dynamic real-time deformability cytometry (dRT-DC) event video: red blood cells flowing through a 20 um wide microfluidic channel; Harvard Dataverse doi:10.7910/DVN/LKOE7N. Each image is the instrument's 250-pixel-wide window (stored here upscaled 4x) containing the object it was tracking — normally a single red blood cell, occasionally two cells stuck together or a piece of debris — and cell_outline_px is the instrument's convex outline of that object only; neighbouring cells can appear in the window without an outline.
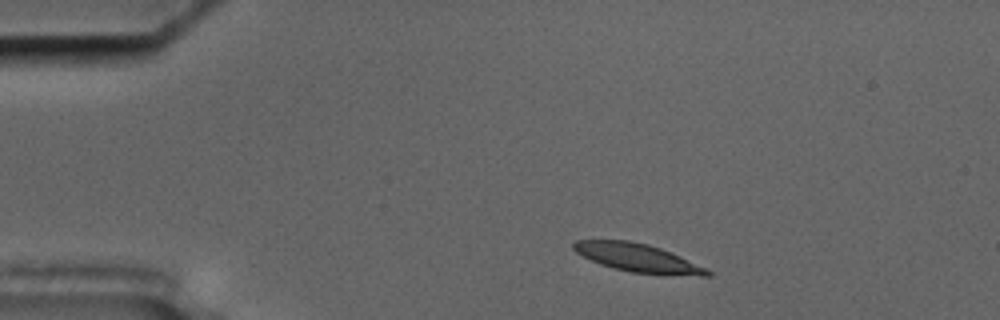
{"species": "common noctule bat (a hibernating species)", "species_latin": "Nyctalus noctula", "temperature_condition": "cold", "stored_images_in_passage": 51, "camera_frame_rate_fps": 3000, "um_per_image_px": 0.085, "animal": {"sex": "male", "body_mass_g": 17.5, "forearm_length_mm": 52.3}, "frame": {"image": 1, "passage_image": 4, "time_ms": 1.0, "image_size_px": [1000, 320], "cell_outline_px": [[712, 276], [700, 276], [632, 272], [612, 268], [600, 264], [576, 252], [572, 248], [572, 244], [576, 240], [628, 240], [648, 244], [660, 248], [680, 256], [712, 272]], "centroid_in_image_um": [54.17, 21.9], "position_along_channel_um": 30.8, "area_um2": 21.68}}
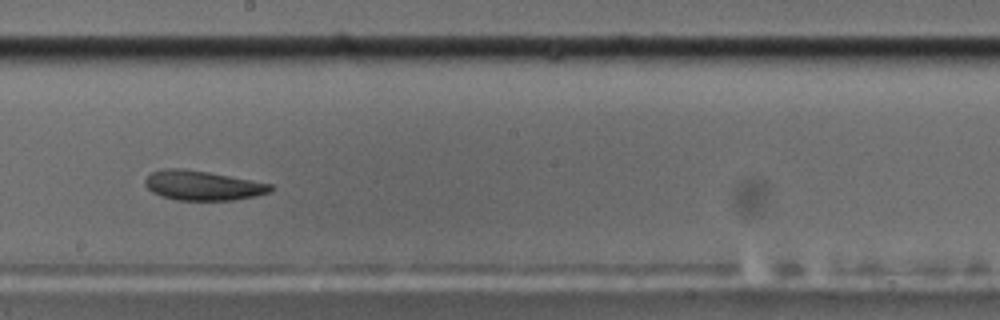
{"frame": {"image": 2, "passage_image": 26, "time_ms": 8.333, "image_size_px": [1000, 320], "cell_outline_px": [[272, 192], [256, 196], [232, 200], [176, 200], [160, 196], [152, 192], [144, 184], [144, 180], [152, 172], [164, 168], [184, 168], [208, 172], [272, 184]], "centroid_in_image_um": [17.21, 15.77], "position_along_channel_um": 231.0, "area_um2": 21.68}}
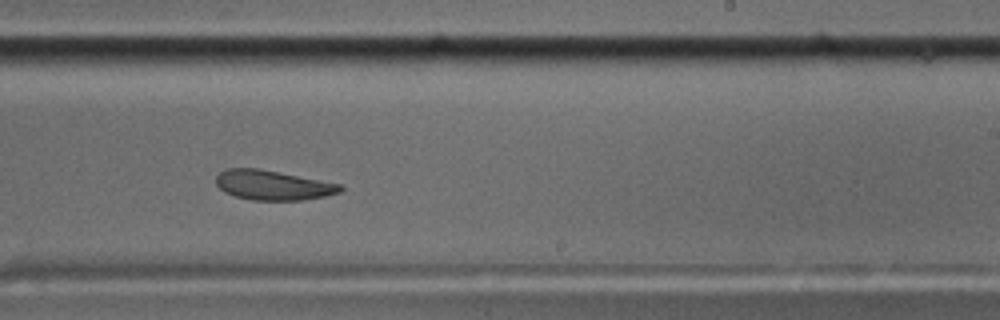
{"frame": {"image": 3, "passage_image": 29, "time_ms": 9.333, "image_size_px": [1000, 320], "cell_outline_px": [[344, 188], [340, 192], [324, 196], [304, 200], [252, 200], [236, 196], [224, 192], [216, 184], [216, 176], [224, 168], [260, 168], [340, 184]], "centroid_in_image_um": [23.17, 15.73], "position_along_channel_um": 265.8, "area_um2": 21.5}, "authors_computed_cell_mechanics": {"area_um2": 22.8888, "velocity_mm_per_s": 3.4857, "shape_relaxation_time_tau1_ms": null, "shape_relaxation_time_tau2_ms": 6.152, "deformation_change_tau1": null, "deformation_change_tau2": 0.1362}}